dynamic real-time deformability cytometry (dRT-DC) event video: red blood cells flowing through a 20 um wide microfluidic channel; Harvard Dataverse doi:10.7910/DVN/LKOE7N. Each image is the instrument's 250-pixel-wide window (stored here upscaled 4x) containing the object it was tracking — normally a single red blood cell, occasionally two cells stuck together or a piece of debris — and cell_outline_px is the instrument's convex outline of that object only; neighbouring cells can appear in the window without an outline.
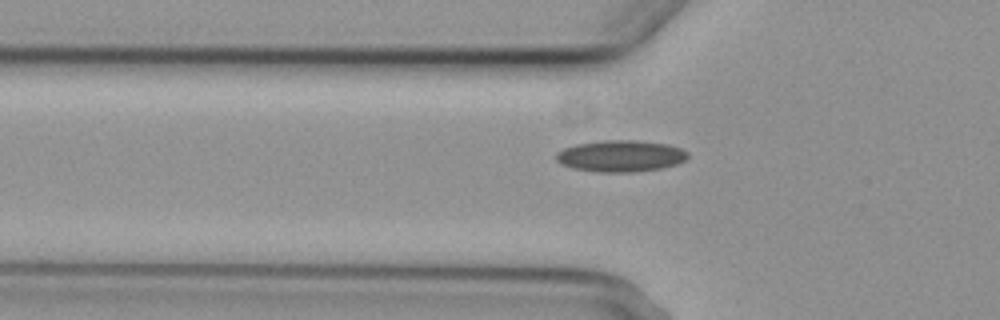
{"species": "common noctule bat (a hibernating species)", "species_latin": "Nyctalus noctula", "temperature_condition": "cold", "stored_images_in_passage": 5, "camera_frame_rate_fps": 3000, "um_per_image_px": 0.085, "animal": {"sex": "female", "body_mass_g": 29.2, "forearm_length_mm": 56.3}, "frame": {"image": 1, "passage_image": 5, "time_ms": 6.0, "image_size_px": [1000, 320], "cell_outline_px": [[688, 156], [684, 160], [676, 164], [660, 168], [632, 172], [596, 172], [572, 168], [560, 164], [556, 160], [556, 152], [564, 148], [576, 144], [604, 140], [636, 140], [668, 144], [680, 148], [688, 152]], "centroid_in_image_um": [52.72, 13.26], "position_along_channel_um": 73.1, "area_um2": 24.22}}